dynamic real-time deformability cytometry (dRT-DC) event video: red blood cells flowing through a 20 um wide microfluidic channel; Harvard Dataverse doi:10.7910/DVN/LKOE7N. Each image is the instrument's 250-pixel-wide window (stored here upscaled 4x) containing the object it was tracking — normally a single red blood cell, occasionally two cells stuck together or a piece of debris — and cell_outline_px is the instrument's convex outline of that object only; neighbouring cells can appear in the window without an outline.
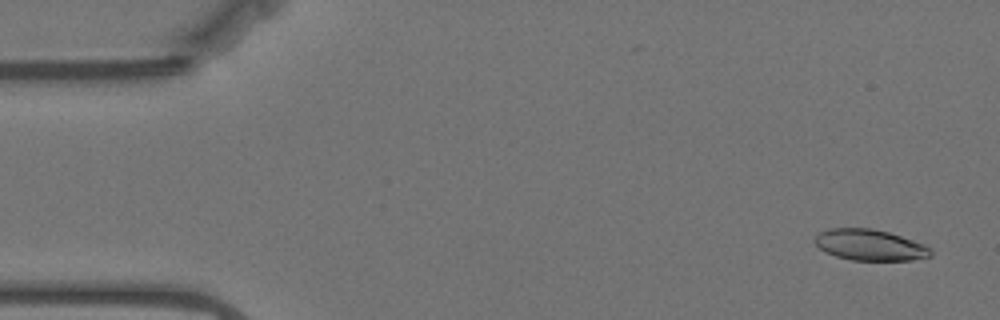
{"species": "Egyptian fruit bat (a non-hibernating species)", "species_latin": "Rousettus aegyptiacus", "temperature_condition": "warm", "stored_images_in_passage": 16, "camera_frame_rate_fps": 3000, "um_per_image_px": 0.085, "animal": {"sex": "female"}, "frame": {"image": 1, "passage_image": 3, "time_ms": 0.667, "image_size_px": [1000, 320], "cell_outline_px": [[932, 256], [912, 260], [852, 260], [836, 256], [824, 252], [812, 240], [820, 232], [828, 228], [872, 228], [888, 232], [924, 244], [932, 248]], "centroid_in_image_um": [73.93, 20.82], "position_along_channel_um": 11.1, "area_um2": 21.04}}